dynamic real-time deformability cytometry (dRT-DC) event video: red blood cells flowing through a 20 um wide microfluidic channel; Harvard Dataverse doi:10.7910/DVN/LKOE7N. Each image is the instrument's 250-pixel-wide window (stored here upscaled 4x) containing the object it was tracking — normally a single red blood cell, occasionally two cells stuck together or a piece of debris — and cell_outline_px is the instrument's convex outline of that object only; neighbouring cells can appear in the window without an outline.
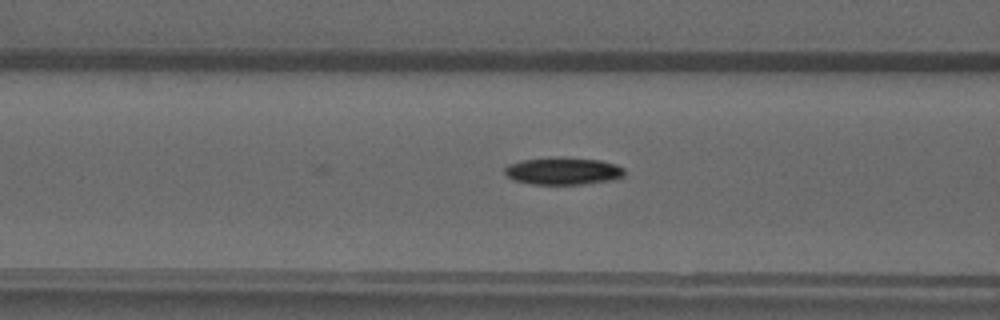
{"species": "common noctule bat (a hibernating species)", "species_latin": "Nyctalus noctula", "temperature_condition": "warm", "stored_images_in_passage": 27, "camera_frame_rate_fps": 3000, "um_per_image_px": 0.085, "animal": {"sex": "male", "forearm_length_mm": 52.5}, "frame": {"image": 1, "passage_image": 6, "time_ms": 1.667, "image_size_px": [1000, 320], "cell_outline_px": [[624, 176], [608, 180], [584, 184], [532, 184], [512, 180], [504, 172], [504, 168], [508, 164], [520, 160], [552, 156], [600, 160], [616, 164], [624, 168]], "centroid_in_image_um": [47.81, 14.52], "position_along_channel_um": 118.8, "area_um2": 19.25}}
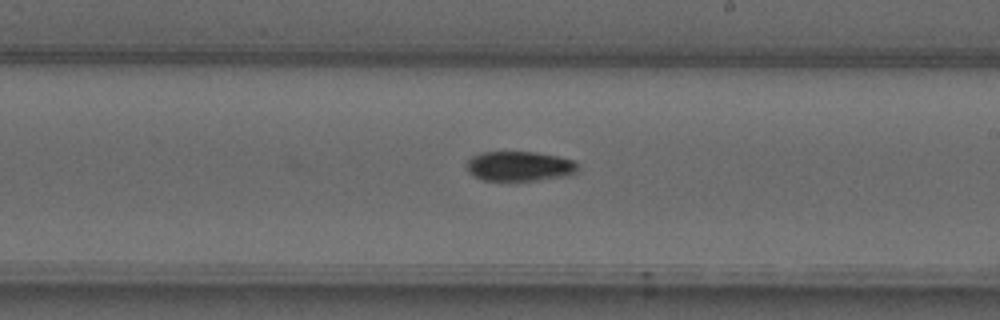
{"frame": {"image": 2, "passage_image": 15, "time_ms": 4.667, "image_size_px": [1000, 320], "cell_outline_px": [[576, 172], [568, 176], [536, 180], [484, 180], [468, 172], [468, 160], [472, 156], [484, 152], [536, 152], [556, 156], [572, 160], [576, 164]], "centroid_in_image_um": [44.16, 14.12], "position_along_channel_um": 244.8, "area_um2": 18.96}}
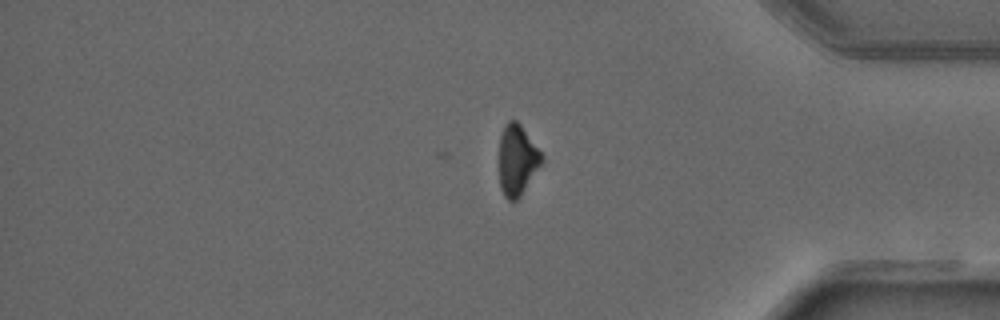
{"frame": {"image": 3, "passage_image": 27, "time_ms": 8.667, "image_size_px": [1000, 320], "cell_outline_px": [[544, 160], [520, 196], [516, 200], [508, 200], [504, 196], [500, 188], [500, 136], [504, 124], [508, 120], [516, 120], [520, 124], [544, 156]], "centroid_in_image_um": [43.96, 13.59], "position_along_channel_um": 391.2, "area_um2": 17.4}}